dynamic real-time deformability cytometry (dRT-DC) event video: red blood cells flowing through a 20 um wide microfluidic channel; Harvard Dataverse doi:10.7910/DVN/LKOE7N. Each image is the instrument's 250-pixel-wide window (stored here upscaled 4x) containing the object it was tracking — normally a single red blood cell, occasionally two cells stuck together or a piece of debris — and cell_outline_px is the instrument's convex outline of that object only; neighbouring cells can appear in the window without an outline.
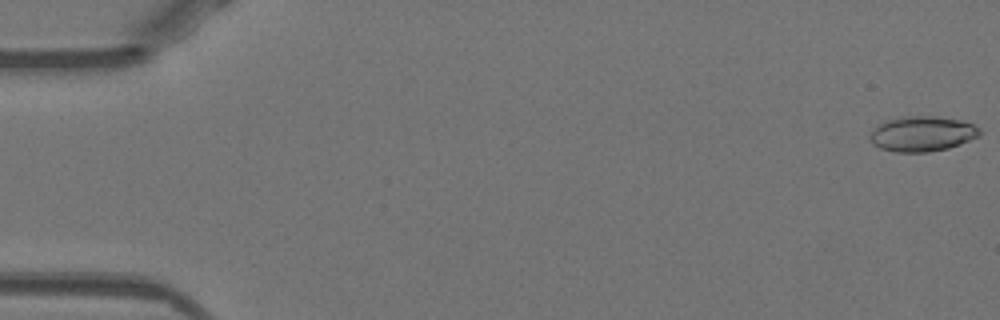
{"species": "Egyptian fruit bat (a non-hibernating species)", "species_latin": "Rousettus aegyptiacus", "temperature_condition": "warm", "stored_images_in_passage": 52, "camera_frame_rate_fps": 3000, "um_per_image_px": 0.085, "animal": {"sex": "female"}, "frame": {"image": 1, "passage_image": 1, "time_ms": 0.0, "image_size_px": [1000, 320], "cell_outline_px": [[980, 136], [948, 148], [928, 152], [896, 152], [880, 148], [872, 144], [868, 136], [872, 128], [884, 120], [900, 116], [936, 116], [960, 120], [972, 124], [980, 128]], "centroid_in_image_um": [78.33, 11.36], "position_along_channel_um": 6.7, "area_um2": 22.77}}
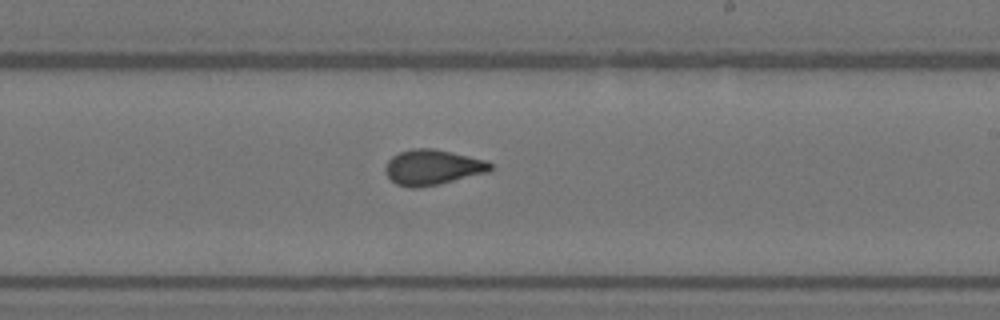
{"frame": {"image": 2, "passage_image": 31, "time_ms": 10.0, "image_size_px": [1000, 320], "cell_outline_px": [[492, 168], [488, 172], [440, 184], [416, 188], [408, 188], [396, 184], [384, 172], [384, 168], [388, 160], [392, 156], [400, 152], [412, 148], [432, 148], [468, 156], [484, 160], [492, 164]], "centroid_in_image_um": [36.73, 14.23], "position_along_channel_um": 252.3, "area_um2": 21.56}}
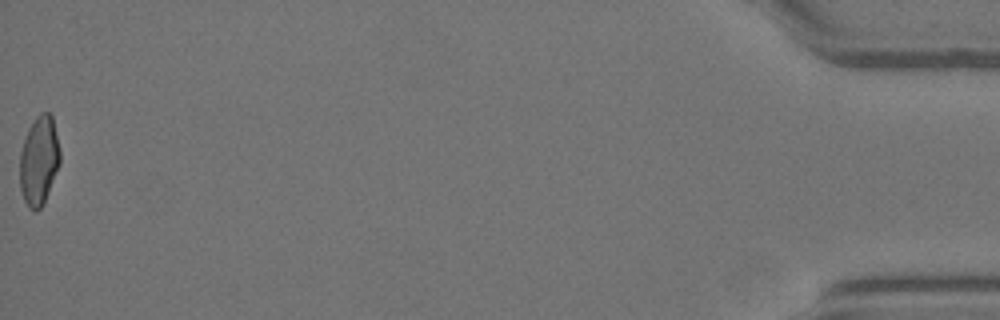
{"frame": {"image": 3, "passage_image": 52, "time_ms": 17.0, "image_size_px": [1000, 320], "cell_outline_px": [[60, 164], [48, 192], [40, 208], [36, 212], [28, 208], [24, 200], [20, 188], [20, 152], [24, 136], [28, 128], [36, 116], [40, 112], [48, 112], [52, 116], [60, 148]], "centroid_in_image_um": [3.31, 13.63], "position_along_channel_um": 431.9, "area_um2": 20.98}, "authors_computed_cell_mechanics": {"area_um2": 21.386, "velocity_mm_per_s": 3.9759, "shape_relaxation_time_tau1_ms": null, "shape_relaxation_time_tau2_ms": 0.9616, "deformation_change_tau1": null, "deformation_change_tau2": 0.0659}}